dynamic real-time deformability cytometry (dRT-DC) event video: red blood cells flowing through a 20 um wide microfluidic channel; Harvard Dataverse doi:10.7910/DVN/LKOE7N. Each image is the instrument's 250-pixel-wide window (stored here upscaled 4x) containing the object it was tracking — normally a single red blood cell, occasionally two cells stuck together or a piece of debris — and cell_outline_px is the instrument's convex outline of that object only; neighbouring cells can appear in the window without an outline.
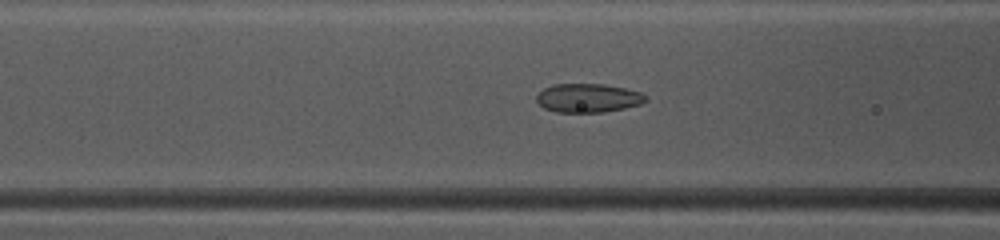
{"species": "common noctule bat (a hibernating species)", "species_latin": "Nyctalus noctula", "temperature_condition": "warm", "stored_images_in_passage": 41, "camera_frame_rate_fps": 3000, "um_per_image_px": 0.085, "animal": {"sex": "female", "body_mass_g": 10.0, "forearm_length_mm": 53.1}, "frame": {"image": 1, "passage_image": 12, "time_ms": 3.667, "image_size_px": [1000, 240], "cell_outline_px": [[648, 100], [640, 104], [624, 108], [604, 112], [556, 112], [544, 108], [536, 100], [536, 96], [544, 88], [552, 84], [604, 84], [624, 88], [640, 92], [648, 96]], "centroid_in_image_um": [49.99, 8.33], "position_along_channel_um": 116.6, "area_um2": 18.32}}
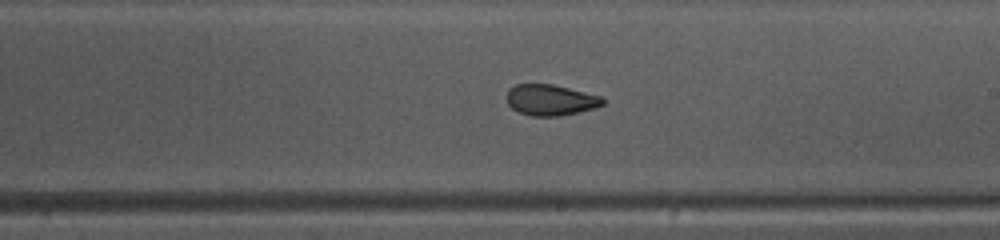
{"frame": {"image": 2, "passage_image": 21, "time_ms": 6.667, "image_size_px": [1000, 240], "cell_outline_px": [[604, 104], [596, 108], [580, 112], [560, 116], [532, 116], [520, 112], [512, 108], [508, 104], [508, 88], [516, 84], [552, 84], [600, 96], [604, 100]], "centroid_in_image_um": [46.81, 8.5], "position_along_channel_um": 242.2, "area_um2": 17.22}}
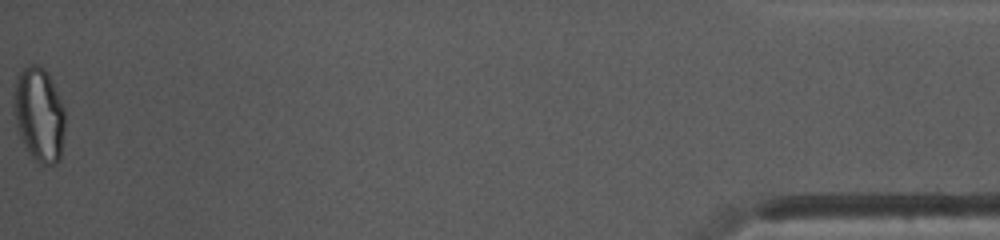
{"frame": {"image": 3, "passage_image": 41, "time_ms": 13.333, "image_size_px": [1000, 240], "cell_outline_px": [[64, 132], [60, 160], [56, 164], [40, 164], [28, 152], [20, 136], [12, 112], [12, 96], [16, 76], [24, 68], [32, 64], [40, 64], [44, 68], [64, 108]], "centroid_in_image_um": [3.28, 9.74], "position_along_channel_um": 431.9, "area_um2": 28.26}, "authors_computed_cell_mechanics": {"area_um2": 18.9584, "velocity_mm_per_s": 4.1734, "shape_relaxation_time_tau1_ms": null, "shape_relaxation_time_tau2_ms": 1.1671, "deformation_change_tau1": null, "deformation_change_tau2": 0.0515}}